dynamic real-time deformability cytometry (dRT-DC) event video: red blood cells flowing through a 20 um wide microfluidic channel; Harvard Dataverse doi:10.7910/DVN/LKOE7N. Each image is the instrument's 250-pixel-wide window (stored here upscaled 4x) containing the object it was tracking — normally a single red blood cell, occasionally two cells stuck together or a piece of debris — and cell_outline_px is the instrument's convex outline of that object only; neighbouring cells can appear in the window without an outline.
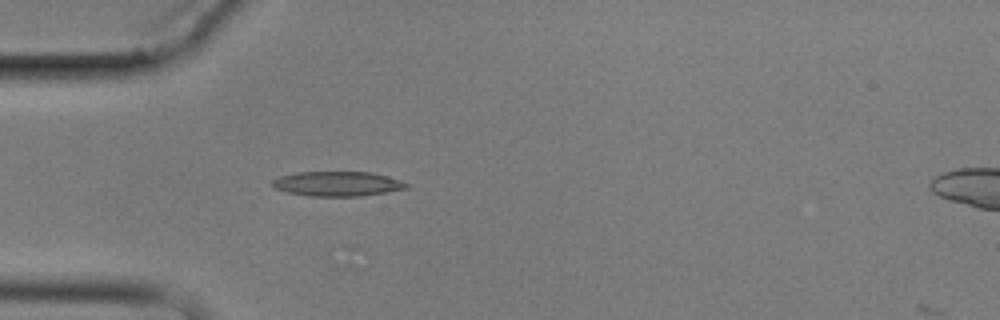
{"species": "common noctule bat (a hibernating species)", "species_latin": "Nyctalus noctula", "temperature_condition": "cold", "stored_images_in_passage": 3, "camera_frame_rate_fps": 3000, "um_per_image_px": 0.085, "animal": {"sex": "male", "body_mass_g": 17.9}, "frame": {"image": 1, "passage_image": 2, "time_ms": 1.333, "image_size_px": [1000, 320], "cell_outline_px": [[408, 188], [360, 196], [308, 196], [288, 192], [276, 188], [272, 184], [272, 180], [280, 176], [296, 172], [372, 172], [388, 176], [408, 184]], "centroid_in_image_um": [28.66, 15.61], "position_along_channel_um": 56.3, "area_um2": 19.13}}